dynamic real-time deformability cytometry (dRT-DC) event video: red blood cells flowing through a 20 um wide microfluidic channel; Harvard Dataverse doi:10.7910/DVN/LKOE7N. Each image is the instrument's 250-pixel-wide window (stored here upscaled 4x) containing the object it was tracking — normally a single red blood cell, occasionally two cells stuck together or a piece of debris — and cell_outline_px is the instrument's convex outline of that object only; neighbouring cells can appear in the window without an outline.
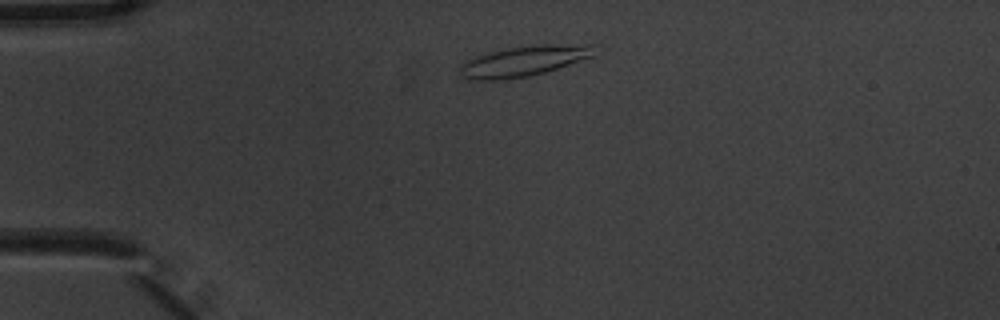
{"species": "common noctule bat (a hibernating species)", "species_latin": "Nyctalus noctula", "temperature_condition": "warm", "stored_images_in_passage": 3, "camera_frame_rate_fps": 3000, "um_per_image_px": 0.085, "animal": {"sex": "male", "body_mass_g": 20.1, "forearm_length_mm": 53.5}, "frame": {"image": 1, "passage_image": 1, "time_ms": 0.0, "image_size_px": [1000, 320], "cell_outline_px": [[596, 44], [592, 56], [544, 72], [528, 76], [500, 80], [468, 80], [460, 76], [460, 64], [464, 60], [488, 52], [508, 48], [536, 44]], "centroid_in_image_um": [44.45, 5.18], "position_along_channel_um": 40.5, "area_um2": 23.87}}
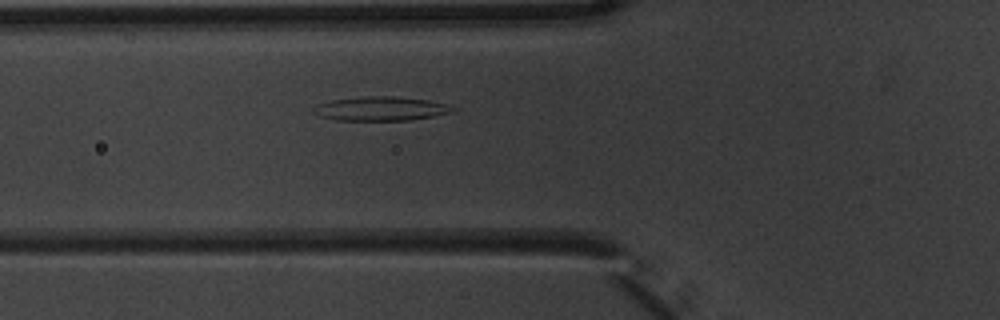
{"frame": {"image": 2, "passage_image": 3, "time_ms": 0.667, "image_size_px": [1000, 320], "cell_outline_px": [[456, 108], [452, 112], [432, 116], [408, 120], [336, 120], [320, 116], [312, 112], [312, 108], [320, 104], [332, 100], [368, 96], [392, 96], [428, 100], [448, 104]], "centroid_in_image_um": [32.37, 9.23], "position_along_channel_um": 93.4, "area_um2": 19.31}}